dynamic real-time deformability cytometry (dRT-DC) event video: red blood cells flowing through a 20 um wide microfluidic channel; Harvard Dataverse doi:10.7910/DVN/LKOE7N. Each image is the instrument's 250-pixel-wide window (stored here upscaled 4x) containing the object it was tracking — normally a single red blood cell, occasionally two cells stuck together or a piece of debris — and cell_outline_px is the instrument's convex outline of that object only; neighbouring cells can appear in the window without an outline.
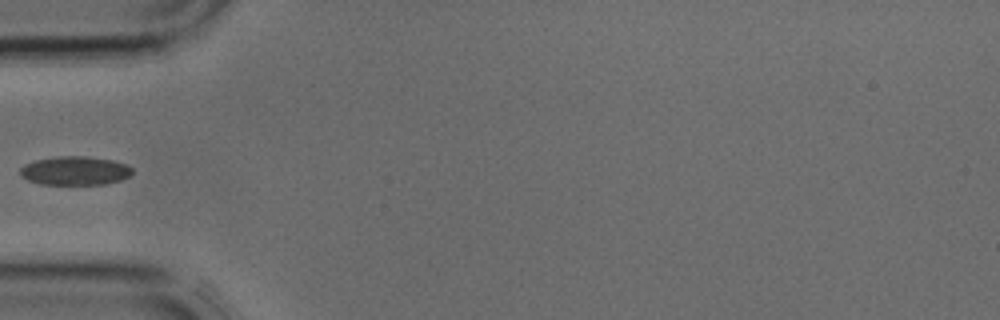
{"species": "common noctule bat (a hibernating species)", "species_latin": "Nyctalus noctula", "temperature_condition": "cold", "stored_images_in_passage": 2, "camera_frame_rate_fps": 3000, "um_per_image_px": 0.085, "animal": {"sex": "male", "body_mass_g": 17.9, "forearm_length_mm": 54.2}, "frame": {"image": 1, "passage_image": 2, "time_ms": 0.333, "image_size_px": [1000, 320], "cell_outline_px": [[132, 172], [128, 176], [120, 180], [104, 184], [40, 184], [28, 180], [20, 176], [20, 168], [24, 164], [36, 160], [56, 156], [84, 156], [112, 160], [128, 164], [132, 168]], "centroid_in_image_um": [6.35, 14.5], "position_along_channel_um": 78.6, "area_um2": 18.79}}